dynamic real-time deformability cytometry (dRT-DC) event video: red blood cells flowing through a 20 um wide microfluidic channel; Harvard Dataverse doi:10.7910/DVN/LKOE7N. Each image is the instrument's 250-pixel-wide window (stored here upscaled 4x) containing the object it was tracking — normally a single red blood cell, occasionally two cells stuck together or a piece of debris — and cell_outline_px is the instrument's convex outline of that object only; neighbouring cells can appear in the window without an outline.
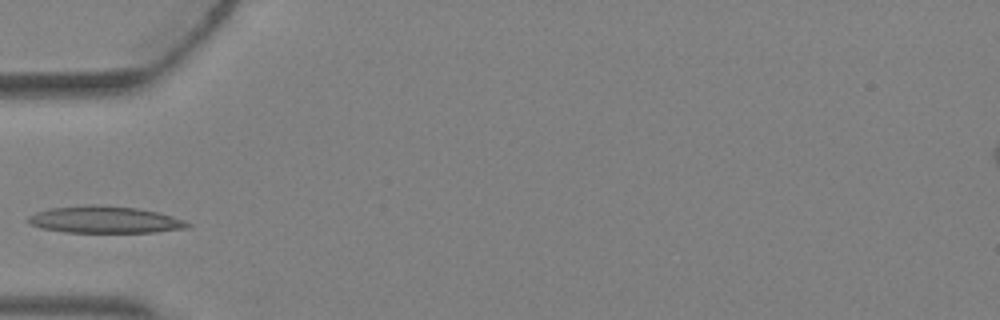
{"species": "Egyptian fruit bat (a non-hibernating species)", "species_latin": "Rousettus aegyptiacus", "temperature_condition": "warm", "stored_images_in_passage": 2, "camera_frame_rate_fps": 3000, "um_per_image_px": 0.085, "animal": {"sex": "female"}, "frame": {"image": 1, "passage_image": 2, "time_ms": 0.333, "image_size_px": [1000, 320], "cell_outline_px": [[192, 224], [188, 228], [156, 232], [64, 232], [40, 228], [28, 224], [28, 216], [36, 212], [52, 208], [92, 204], [136, 208], [156, 212], [172, 216], [184, 220]], "centroid_in_image_um": [8.9, 18.68], "position_along_channel_um": 76.1, "area_um2": 24.91}}